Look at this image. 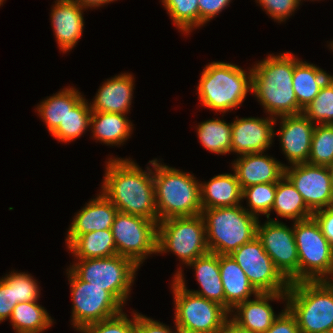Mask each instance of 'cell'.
<instances>
[{
  "mask_svg": "<svg viewBox=\"0 0 333 333\" xmlns=\"http://www.w3.org/2000/svg\"><path fill=\"white\" fill-rule=\"evenodd\" d=\"M101 192L119 212L159 222L155 201L153 170L137 165L130 158L111 157L106 162Z\"/></svg>",
  "mask_w": 333,
  "mask_h": 333,
  "instance_id": "obj_1",
  "label": "cell"
},
{
  "mask_svg": "<svg viewBox=\"0 0 333 333\" xmlns=\"http://www.w3.org/2000/svg\"><path fill=\"white\" fill-rule=\"evenodd\" d=\"M291 52L270 54L252 66V94L270 116L298 115L302 110L292 86L294 66L299 62Z\"/></svg>",
  "mask_w": 333,
  "mask_h": 333,
  "instance_id": "obj_2",
  "label": "cell"
},
{
  "mask_svg": "<svg viewBox=\"0 0 333 333\" xmlns=\"http://www.w3.org/2000/svg\"><path fill=\"white\" fill-rule=\"evenodd\" d=\"M155 201L159 221L202 213L200 182L193 174L169 167L153 159Z\"/></svg>",
  "mask_w": 333,
  "mask_h": 333,
  "instance_id": "obj_3",
  "label": "cell"
},
{
  "mask_svg": "<svg viewBox=\"0 0 333 333\" xmlns=\"http://www.w3.org/2000/svg\"><path fill=\"white\" fill-rule=\"evenodd\" d=\"M196 88L203 107L231 112L252 92V68L247 72L235 64L213 61L204 67Z\"/></svg>",
  "mask_w": 333,
  "mask_h": 333,
  "instance_id": "obj_4",
  "label": "cell"
},
{
  "mask_svg": "<svg viewBox=\"0 0 333 333\" xmlns=\"http://www.w3.org/2000/svg\"><path fill=\"white\" fill-rule=\"evenodd\" d=\"M286 307L296 318L300 333L333 329V281L290 283Z\"/></svg>",
  "mask_w": 333,
  "mask_h": 333,
  "instance_id": "obj_5",
  "label": "cell"
},
{
  "mask_svg": "<svg viewBox=\"0 0 333 333\" xmlns=\"http://www.w3.org/2000/svg\"><path fill=\"white\" fill-rule=\"evenodd\" d=\"M241 205L202 209L209 252L230 255L257 236L259 219Z\"/></svg>",
  "mask_w": 333,
  "mask_h": 333,
  "instance_id": "obj_6",
  "label": "cell"
},
{
  "mask_svg": "<svg viewBox=\"0 0 333 333\" xmlns=\"http://www.w3.org/2000/svg\"><path fill=\"white\" fill-rule=\"evenodd\" d=\"M69 269L81 280L110 292L123 306L128 300L138 268L118 254L107 258L76 259Z\"/></svg>",
  "mask_w": 333,
  "mask_h": 333,
  "instance_id": "obj_7",
  "label": "cell"
},
{
  "mask_svg": "<svg viewBox=\"0 0 333 333\" xmlns=\"http://www.w3.org/2000/svg\"><path fill=\"white\" fill-rule=\"evenodd\" d=\"M294 237L299 257V281L333 279V246L314 217L295 221Z\"/></svg>",
  "mask_w": 333,
  "mask_h": 333,
  "instance_id": "obj_8",
  "label": "cell"
},
{
  "mask_svg": "<svg viewBox=\"0 0 333 333\" xmlns=\"http://www.w3.org/2000/svg\"><path fill=\"white\" fill-rule=\"evenodd\" d=\"M170 251L187 266L196 258L209 253L205 223L201 214L158 222L157 253Z\"/></svg>",
  "mask_w": 333,
  "mask_h": 333,
  "instance_id": "obj_9",
  "label": "cell"
},
{
  "mask_svg": "<svg viewBox=\"0 0 333 333\" xmlns=\"http://www.w3.org/2000/svg\"><path fill=\"white\" fill-rule=\"evenodd\" d=\"M171 285L176 326L204 333H221L230 316L224 306L186 290L175 279Z\"/></svg>",
  "mask_w": 333,
  "mask_h": 333,
  "instance_id": "obj_10",
  "label": "cell"
},
{
  "mask_svg": "<svg viewBox=\"0 0 333 333\" xmlns=\"http://www.w3.org/2000/svg\"><path fill=\"white\" fill-rule=\"evenodd\" d=\"M66 271L73 302L71 325L76 331L123 311L124 306L110 292L81 281L69 268Z\"/></svg>",
  "mask_w": 333,
  "mask_h": 333,
  "instance_id": "obj_11",
  "label": "cell"
},
{
  "mask_svg": "<svg viewBox=\"0 0 333 333\" xmlns=\"http://www.w3.org/2000/svg\"><path fill=\"white\" fill-rule=\"evenodd\" d=\"M157 227L155 221L118 211L111 226L117 254L141 267L148 256L157 254Z\"/></svg>",
  "mask_w": 333,
  "mask_h": 333,
  "instance_id": "obj_12",
  "label": "cell"
},
{
  "mask_svg": "<svg viewBox=\"0 0 333 333\" xmlns=\"http://www.w3.org/2000/svg\"><path fill=\"white\" fill-rule=\"evenodd\" d=\"M230 256L259 293H287L290 282L276 268L257 236Z\"/></svg>",
  "mask_w": 333,
  "mask_h": 333,
  "instance_id": "obj_13",
  "label": "cell"
},
{
  "mask_svg": "<svg viewBox=\"0 0 333 333\" xmlns=\"http://www.w3.org/2000/svg\"><path fill=\"white\" fill-rule=\"evenodd\" d=\"M257 237L280 273L290 282H299V257L293 226L267 219L257 224Z\"/></svg>",
  "mask_w": 333,
  "mask_h": 333,
  "instance_id": "obj_14",
  "label": "cell"
},
{
  "mask_svg": "<svg viewBox=\"0 0 333 333\" xmlns=\"http://www.w3.org/2000/svg\"><path fill=\"white\" fill-rule=\"evenodd\" d=\"M284 175L292 182L313 213L333 206L327 166L309 163L286 165Z\"/></svg>",
  "mask_w": 333,
  "mask_h": 333,
  "instance_id": "obj_15",
  "label": "cell"
},
{
  "mask_svg": "<svg viewBox=\"0 0 333 333\" xmlns=\"http://www.w3.org/2000/svg\"><path fill=\"white\" fill-rule=\"evenodd\" d=\"M277 118L248 117L234 119L231 130V152L237 155L266 152L273 143Z\"/></svg>",
  "mask_w": 333,
  "mask_h": 333,
  "instance_id": "obj_16",
  "label": "cell"
},
{
  "mask_svg": "<svg viewBox=\"0 0 333 333\" xmlns=\"http://www.w3.org/2000/svg\"><path fill=\"white\" fill-rule=\"evenodd\" d=\"M281 120L279 131L274 136L280 138V145L289 165L308 163L315 124L303 113L277 117Z\"/></svg>",
  "mask_w": 333,
  "mask_h": 333,
  "instance_id": "obj_17",
  "label": "cell"
},
{
  "mask_svg": "<svg viewBox=\"0 0 333 333\" xmlns=\"http://www.w3.org/2000/svg\"><path fill=\"white\" fill-rule=\"evenodd\" d=\"M238 157L233 161L232 169L242 190L255 184L277 183L284 176L286 165L264 152Z\"/></svg>",
  "mask_w": 333,
  "mask_h": 333,
  "instance_id": "obj_18",
  "label": "cell"
},
{
  "mask_svg": "<svg viewBox=\"0 0 333 333\" xmlns=\"http://www.w3.org/2000/svg\"><path fill=\"white\" fill-rule=\"evenodd\" d=\"M117 213L118 209L100 192L73 217L65 239L67 247L84 233L111 229Z\"/></svg>",
  "mask_w": 333,
  "mask_h": 333,
  "instance_id": "obj_19",
  "label": "cell"
},
{
  "mask_svg": "<svg viewBox=\"0 0 333 333\" xmlns=\"http://www.w3.org/2000/svg\"><path fill=\"white\" fill-rule=\"evenodd\" d=\"M275 300H283L286 304V293H258L254 299L237 304L229 315L242 327L254 333H265L280 314H275L269 304Z\"/></svg>",
  "mask_w": 333,
  "mask_h": 333,
  "instance_id": "obj_20",
  "label": "cell"
},
{
  "mask_svg": "<svg viewBox=\"0 0 333 333\" xmlns=\"http://www.w3.org/2000/svg\"><path fill=\"white\" fill-rule=\"evenodd\" d=\"M84 10L86 9L73 0H56L51 9V26L63 53L70 52L82 36Z\"/></svg>",
  "mask_w": 333,
  "mask_h": 333,
  "instance_id": "obj_21",
  "label": "cell"
},
{
  "mask_svg": "<svg viewBox=\"0 0 333 333\" xmlns=\"http://www.w3.org/2000/svg\"><path fill=\"white\" fill-rule=\"evenodd\" d=\"M188 266L193 267L195 278L201 290L187 289L181 266L174 274L173 279L178 281L186 290L224 306V287L220 276L219 255L209 252L196 258Z\"/></svg>",
  "mask_w": 333,
  "mask_h": 333,
  "instance_id": "obj_22",
  "label": "cell"
},
{
  "mask_svg": "<svg viewBox=\"0 0 333 333\" xmlns=\"http://www.w3.org/2000/svg\"><path fill=\"white\" fill-rule=\"evenodd\" d=\"M134 77L131 73H121L107 79L98 89L93 102L89 103L92 111L128 114L133 98Z\"/></svg>",
  "mask_w": 333,
  "mask_h": 333,
  "instance_id": "obj_23",
  "label": "cell"
},
{
  "mask_svg": "<svg viewBox=\"0 0 333 333\" xmlns=\"http://www.w3.org/2000/svg\"><path fill=\"white\" fill-rule=\"evenodd\" d=\"M219 268L224 287V307L229 312L237 304L259 293L230 255H219Z\"/></svg>",
  "mask_w": 333,
  "mask_h": 333,
  "instance_id": "obj_24",
  "label": "cell"
},
{
  "mask_svg": "<svg viewBox=\"0 0 333 333\" xmlns=\"http://www.w3.org/2000/svg\"><path fill=\"white\" fill-rule=\"evenodd\" d=\"M242 192L235 173L215 175L210 181L200 183L202 209L240 205Z\"/></svg>",
  "mask_w": 333,
  "mask_h": 333,
  "instance_id": "obj_25",
  "label": "cell"
},
{
  "mask_svg": "<svg viewBox=\"0 0 333 333\" xmlns=\"http://www.w3.org/2000/svg\"><path fill=\"white\" fill-rule=\"evenodd\" d=\"M125 114L92 111L90 129L93 137L107 146H120L131 136L133 124Z\"/></svg>",
  "mask_w": 333,
  "mask_h": 333,
  "instance_id": "obj_26",
  "label": "cell"
},
{
  "mask_svg": "<svg viewBox=\"0 0 333 333\" xmlns=\"http://www.w3.org/2000/svg\"><path fill=\"white\" fill-rule=\"evenodd\" d=\"M330 76L317 65L306 61L300 60L294 66L292 86L302 111L312 102Z\"/></svg>",
  "mask_w": 333,
  "mask_h": 333,
  "instance_id": "obj_27",
  "label": "cell"
},
{
  "mask_svg": "<svg viewBox=\"0 0 333 333\" xmlns=\"http://www.w3.org/2000/svg\"><path fill=\"white\" fill-rule=\"evenodd\" d=\"M83 98V95L74 88L68 86L47 97L37 105L38 115L42 118L46 128L51 134L60 123H63L69 111Z\"/></svg>",
  "mask_w": 333,
  "mask_h": 333,
  "instance_id": "obj_28",
  "label": "cell"
},
{
  "mask_svg": "<svg viewBox=\"0 0 333 333\" xmlns=\"http://www.w3.org/2000/svg\"><path fill=\"white\" fill-rule=\"evenodd\" d=\"M272 211H275L277 216L290 219L293 222L313 217V212L307 207L301 194L285 175L276 183Z\"/></svg>",
  "mask_w": 333,
  "mask_h": 333,
  "instance_id": "obj_29",
  "label": "cell"
},
{
  "mask_svg": "<svg viewBox=\"0 0 333 333\" xmlns=\"http://www.w3.org/2000/svg\"><path fill=\"white\" fill-rule=\"evenodd\" d=\"M67 249L76 259L107 258L117 254L111 229L84 233Z\"/></svg>",
  "mask_w": 333,
  "mask_h": 333,
  "instance_id": "obj_30",
  "label": "cell"
},
{
  "mask_svg": "<svg viewBox=\"0 0 333 333\" xmlns=\"http://www.w3.org/2000/svg\"><path fill=\"white\" fill-rule=\"evenodd\" d=\"M9 321L16 333H42L53 324L47 310L37 301L18 303Z\"/></svg>",
  "mask_w": 333,
  "mask_h": 333,
  "instance_id": "obj_31",
  "label": "cell"
},
{
  "mask_svg": "<svg viewBox=\"0 0 333 333\" xmlns=\"http://www.w3.org/2000/svg\"><path fill=\"white\" fill-rule=\"evenodd\" d=\"M196 129L199 142L205 149L218 155L231 153L232 122L209 119L197 125Z\"/></svg>",
  "mask_w": 333,
  "mask_h": 333,
  "instance_id": "obj_32",
  "label": "cell"
},
{
  "mask_svg": "<svg viewBox=\"0 0 333 333\" xmlns=\"http://www.w3.org/2000/svg\"><path fill=\"white\" fill-rule=\"evenodd\" d=\"M92 110L83 97L67 114L63 123L51 133L59 142H71L81 137L90 128Z\"/></svg>",
  "mask_w": 333,
  "mask_h": 333,
  "instance_id": "obj_33",
  "label": "cell"
},
{
  "mask_svg": "<svg viewBox=\"0 0 333 333\" xmlns=\"http://www.w3.org/2000/svg\"><path fill=\"white\" fill-rule=\"evenodd\" d=\"M173 24L179 31L189 34L199 28L198 0H161Z\"/></svg>",
  "mask_w": 333,
  "mask_h": 333,
  "instance_id": "obj_34",
  "label": "cell"
},
{
  "mask_svg": "<svg viewBox=\"0 0 333 333\" xmlns=\"http://www.w3.org/2000/svg\"><path fill=\"white\" fill-rule=\"evenodd\" d=\"M302 113L315 125L333 124V75L326 80Z\"/></svg>",
  "mask_w": 333,
  "mask_h": 333,
  "instance_id": "obj_35",
  "label": "cell"
},
{
  "mask_svg": "<svg viewBox=\"0 0 333 333\" xmlns=\"http://www.w3.org/2000/svg\"><path fill=\"white\" fill-rule=\"evenodd\" d=\"M276 183L255 184L243 189L242 199L247 200L250 207L246 210L259 218L260 214L270 218V213L275 201Z\"/></svg>",
  "mask_w": 333,
  "mask_h": 333,
  "instance_id": "obj_36",
  "label": "cell"
},
{
  "mask_svg": "<svg viewBox=\"0 0 333 333\" xmlns=\"http://www.w3.org/2000/svg\"><path fill=\"white\" fill-rule=\"evenodd\" d=\"M308 163L328 166L333 163V124H316Z\"/></svg>",
  "mask_w": 333,
  "mask_h": 333,
  "instance_id": "obj_37",
  "label": "cell"
},
{
  "mask_svg": "<svg viewBox=\"0 0 333 333\" xmlns=\"http://www.w3.org/2000/svg\"><path fill=\"white\" fill-rule=\"evenodd\" d=\"M9 287L13 288L14 305L22 302L38 301L40 289L37 280L27 272H9L1 278Z\"/></svg>",
  "mask_w": 333,
  "mask_h": 333,
  "instance_id": "obj_38",
  "label": "cell"
},
{
  "mask_svg": "<svg viewBox=\"0 0 333 333\" xmlns=\"http://www.w3.org/2000/svg\"><path fill=\"white\" fill-rule=\"evenodd\" d=\"M128 318L123 311L113 317L83 327L81 333H136V312Z\"/></svg>",
  "mask_w": 333,
  "mask_h": 333,
  "instance_id": "obj_39",
  "label": "cell"
},
{
  "mask_svg": "<svg viewBox=\"0 0 333 333\" xmlns=\"http://www.w3.org/2000/svg\"><path fill=\"white\" fill-rule=\"evenodd\" d=\"M276 22L286 21L301 4L298 0H256Z\"/></svg>",
  "mask_w": 333,
  "mask_h": 333,
  "instance_id": "obj_40",
  "label": "cell"
},
{
  "mask_svg": "<svg viewBox=\"0 0 333 333\" xmlns=\"http://www.w3.org/2000/svg\"><path fill=\"white\" fill-rule=\"evenodd\" d=\"M231 0H198L199 6V27L208 23L211 19L221 13Z\"/></svg>",
  "mask_w": 333,
  "mask_h": 333,
  "instance_id": "obj_41",
  "label": "cell"
},
{
  "mask_svg": "<svg viewBox=\"0 0 333 333\" xmlns=\"http://www.w3.org/2000/svg\"><path fill=\"white\" fill-rule=\"evenodd\" d=\"M284 307L265 333H300L296 318L286 306Z\"/></svg>",
  "mask_w": 333,
  "mask_h": 333,
  "instance_id": "obj_42",
  "label": "cell"
},
{
  "mask_svg": "<svg viewBox=\"0 0 333 333\" xmlns=\"http://www.w3.org/2000/svg\"><path fill=\"white\" fill-rule=\"evenodd\" d=\"M160 321L136 312V333H176Z\"/></svg>",
  "mask_w": 333,
  "mask_h": 333,
  "instance_id": "obj_43",
  "label": "cell"
},
{
  "mask_svg": "<svg viewBox=\"0 0 333 333\" xmlns=\"http://www.w3.org/2000/svg\"><path fill=\"white\" fill-rule=\"evenodd\" d=\"M15 306L13 288L0 278V323L10 318Z\"/></svg>",
  "mask_w": 333,
  "mask_h": 333,
  "instance_id": "obj_44",
  "label": "cell"
},
{
  "mask_svg": "<svg viewBox=\"0 0 333 333\" xmlns=\"http://www.w3.org/2000/svg\"><path fill=\"white\" fill-rule=\"evenodd\" d=\"M313 217L319 223L323 235L333 246V206L314 212Z\"/></svg>",
  "mask_w": 333,
  "mask_h": 333,
  "instance_id": "obj_45",
  "label": "cell"
},
{
  "mask_svg": "<svg viewBox=\"0 0 333 333\" xmlns=\"http://www.w3.org/2000/svg\"><path fill=\"white\" fill-rule=\"evenodd\" d=\"M221 333H254L236 323L230 316L225 321Z\"/></svg>",
  "mask_w": 333,
  "mask_h": 333,
  "instance_id": "obj_46",
  "label": "cell"
},
{
  "mask_svg": "<svg viewBox=\"0 0 333 333\" xmlns=\"http://www.w3.org/2000/svg\"><path fill=\"white\" fill-rule=\"evenodd\" d=\"M77 2L80 6L84 7L85 9L104 6V4H108L117 0H73Z\"/></svg>",
  "mask_w": 333,
  "mask_h": 333,
  "instance_id": "obj_47",
  "label": "cell"
},
{
  "mask_svg": "<svg viewBox=\"0 0 333 333\" xmlns=\"http://www.w3.org/2000/svg\"><path fill=\"white\" fill-rule=\"evenodd\" d=\"M176 328V333H204L201 331H197V330H192V329H187L184 327H180V326H174Z\"/></svg>",
  "mask_w": 333,
  "mask_h": 333,
  "instance_id": "obj_48",
  "label": "cell"
},
{
  "mask_svg": "<svg viewBox=\"0 0 333 333\" xmlns=\"http://www.w3.org/2000/svg\"><path fill=\"white\" fill-rule=\"evenodd\" d=\"M329 176H330V184H331V191H332V197H333V163L327 166Z\"/></svg>",
  "mask_w": 333,
  "mask_h": 333,
  "instance_id": "obj_49",
  "label": "cell"
},
{
  "mask_svg": "<svg viewBox=\"0 0 333 333\" xmlns=\"http://www.w3.org/2000/svg\"><path fill=\"white\" fill-rule=\"evenodd\" d=\"M318 333H333V329H331V330H326V331H321V332H318Z\"/></svg>",
  "mask_w": 333,
  "mask_h": 333,
  "instance_id": "obj_50",
  "label": "cell"
},
{
  "mask_svg": "<svg viewBox=\"0 0 333 333\" xmlns=\"http://www.w3.org/2000/svg\"><path fill=\"white\" fill-rule=\"evenodd\" d=\"M328 46H330V48H331V49H332V51H333V41H332V42H330V44H329Z\"/></svg>",
  "mask_w": 333,
  "mask_h": 333,
  "instance_id": "obj_51",
  "label": "cell"
},
{
  "mask_svg": "<svg viewBox=\"0 0 333 333\" xmlns=\"http://www.w3.org/2000/svg\"><path fill=\"white\" fill-rule=\"evenodd\" d=\"M4 1H5V0H0V6L3 5V2H4Z\"/></svg>",
  "mask_w": 333,
  "mask_h": 333,
  "instance_id": "obj_52",
  "label": "cell"
}]
</instances>
